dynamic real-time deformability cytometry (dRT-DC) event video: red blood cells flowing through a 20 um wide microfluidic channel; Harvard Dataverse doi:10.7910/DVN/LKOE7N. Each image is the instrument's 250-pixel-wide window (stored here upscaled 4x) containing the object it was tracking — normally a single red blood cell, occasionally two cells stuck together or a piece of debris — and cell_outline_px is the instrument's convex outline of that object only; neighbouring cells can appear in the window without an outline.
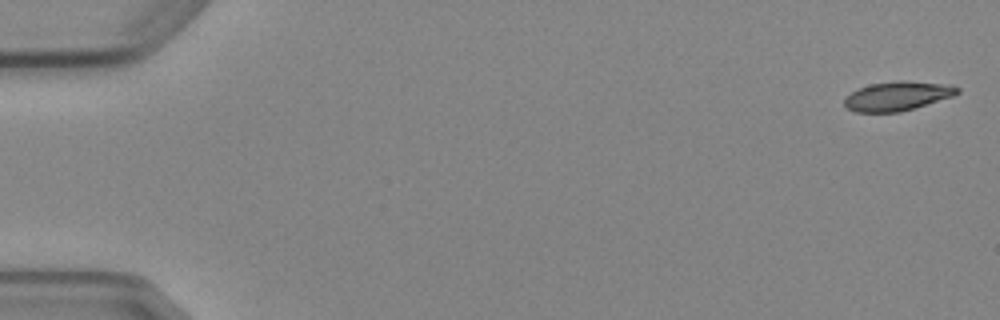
{"species": "Egyptian fruit bat (a non-hibernating species)", "species_latin": "Rousettus aegyptiacus", "temperature_condition": "cold", "stored_images_in_passage": 10, "camera_frame_rate_fps": 3000, "um_per_image_px": 0.085, "animal": {"sex": "female"}, "frame": {"image": 1, "passage_image": 1, "time_ms": 0.0, "image_size_px": [1000, 320], "cell_outline_px": [[960, 92], [952, 96], [900, 112], [856, 112], [848, 108], [844, 104], [844, 100], [852, 92], [868, 84], [900, 80], [904, 80], [952, 84], [960, 88]], "centroid_in_image_um": [76.31, 8.14], "position_along_channel_um": 8.7, "area_um2": 19.13}}
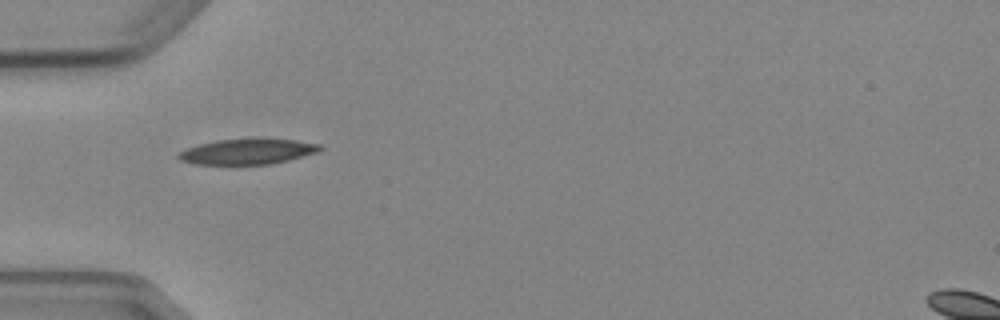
{"frame": {"image": 2, "passage_image": 5, "time_ms": 5.333, "image_size_px": [1000, 320], "cell_outline_px": [[324, 148], [320, 152], [272, 164], [196, 164], [180, 160], [176, 156], [180, 152], [188, 148], [200, 144], [216, 140], [252, 136], [260, 136], [296, 140], [320, 144]], "centroid_in_image_um": [21.12, 12.84], "position_along_channel_um": 63.9, "area_um2": 21.79}}
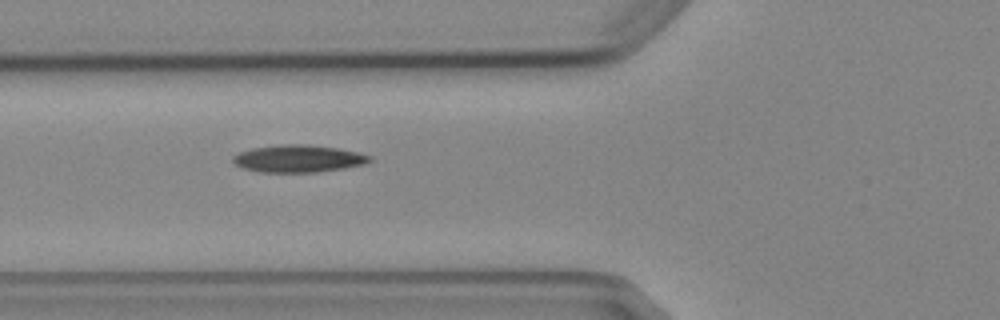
{"frame": {"image": 3, "passage_image": 6, "time_ms": 6.333, "image_size_px": [1000, 320], "cell_outline_px": [[372, 160], [364, 164], [344, 168], [316, 172], [260, 172], [244, 168], [236, 164], [232, 160], [232, 156], [240, 152], [252, 148], [284, 144], [308, 144], [340, 148], [360, 152], [372, 156]], "centroid_in_image_um": [25.4, 13.47], "position_along_channel_um": 100.4, "area_um2": 21.85}}